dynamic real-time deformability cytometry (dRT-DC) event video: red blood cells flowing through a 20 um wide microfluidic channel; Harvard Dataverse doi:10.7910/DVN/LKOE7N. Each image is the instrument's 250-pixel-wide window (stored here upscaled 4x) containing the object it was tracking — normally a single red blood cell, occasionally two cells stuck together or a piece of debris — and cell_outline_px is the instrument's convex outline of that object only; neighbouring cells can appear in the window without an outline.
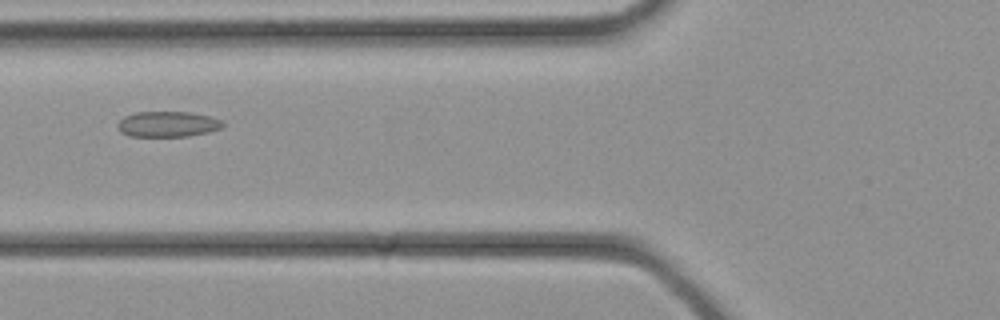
{"species": "common noctule bat (a hibernating species)", "species_latin": "Nyctalus noctula", "temperature_condition": "cold", "stored_images_in_passage": 30, "camera_frame_rate_fps": 3000, "um_per_image_px": 0.085, "animal": {"sex": "female", "body_mass_g": 21.9}, "frame": {"image": 1, "passage_image": 9, "time_ms": 2.667, "image_size_px": [1000, 320], "cell_outline_px": [[224, 124], [220, 128], [208, 132], [188, 136], [128, 136], [120, 132], [116, 124], [124, 116], [136, 112], [192, 112], [208, 116], [220, 120]], "centroid_in_image_um": [14.21, 10.55], "position_along_channel_um": 111.6, "area_um2": 15.61}}
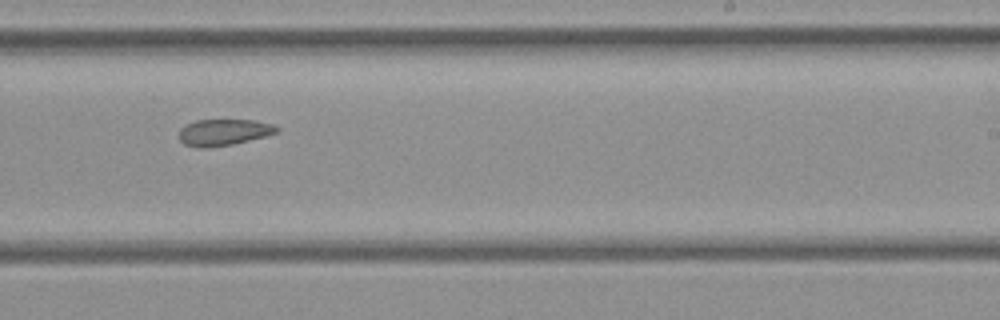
{"frame": {"image": 2, "passage_image": 17, "time_ms": 5.333, "image_size_px": [1000, 320], "cell_outline_px": [[280, 132], [232, 144], [204, 148], [200, 148], [184, 144], [180, 140], [180, 128], [196, 120], [256, 120], [272, 124], [280, 128]], "centroid_in_image_um": [19.04, 11.24], "position_along_channel_um": 270.0, "area_um2": 14.91}}
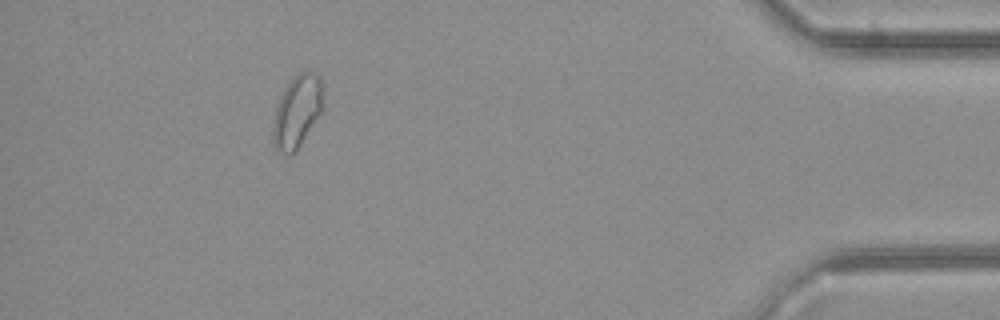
{"frame": {"image": 3, "passage_image": 27, "time_ms": 8.667, "image_size_px": [1000, 320], "cell_outline_px": [[324, 108], [296, 152], [288, 156], [280, 156], [272, 140], [272, 128], [276, 104], [284, 88], [304, 68], [316, 72], [320, 76], [324, 88]], "centroid_in_image_um": [25.27, 9.48], "position_along_channel_um": 409.9, "area_um2": 22.02}}